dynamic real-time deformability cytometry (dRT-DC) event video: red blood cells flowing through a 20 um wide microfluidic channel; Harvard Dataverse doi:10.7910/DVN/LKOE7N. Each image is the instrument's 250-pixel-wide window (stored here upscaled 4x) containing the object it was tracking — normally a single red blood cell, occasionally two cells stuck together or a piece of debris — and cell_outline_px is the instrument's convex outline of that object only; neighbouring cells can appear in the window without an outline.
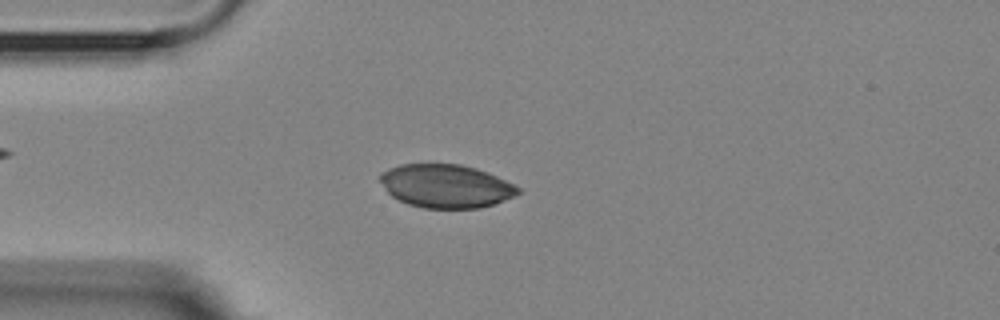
{"species": "Egyptian fruit bat (a non-hibernating species)", "species_latin": "Rousettus aegyptiacus", "temperature_condition": "room temperature", "stored_images_in_passage": 54, "camera_frame_rate_fps": 3000, "um_per_image_px": 0.085, "animal": {"sex": "female"}, "frame": {"image": 1, "passage_image": 13, "time_ms": 4.0, "image_size_px": [1000, 320], "cell_outline_px": [[520, 192], [512, 196], [492, 204], [480, 208], [424, 208], [408, 204], [392, 196], [388, 192], [380, 180], [380, 172], [388, 168], [400, 164], [460, 164], [476, 168], [488, 172], [520, 188]], "centroid_in_image_um": [37.87, 15.8], "position_along_channel_um": 47.1, "area_um2": 34.56}}
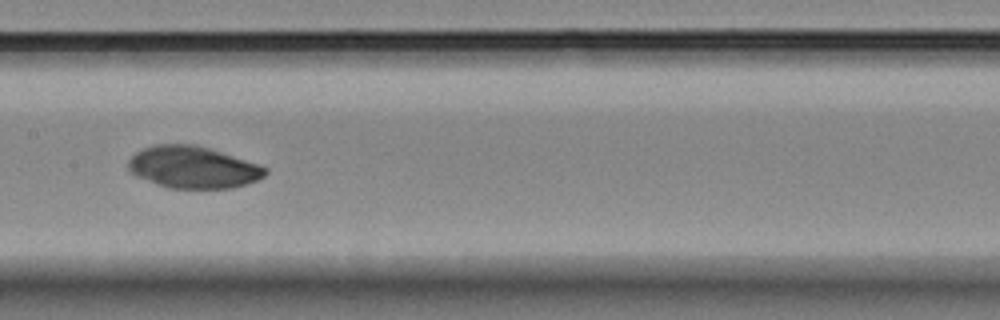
{"frame": {"image": 2, "passage_image": 26, "time_ms": 8.333, "image_size_px": [1000, 320], "cell_outline_px": [[268, 172], [264, 176], [256, 180], [232, 188], [168, 188], [156, 184], [136, 176], [128, 168], [128, 160], [136, 152], [144, 148], [156, 144], [196, 144], [268, 168]], "centroid_in_image_um": [16.37, 14.22], "position_along_channel_um": 191.0, "area_um2": 33.12}}
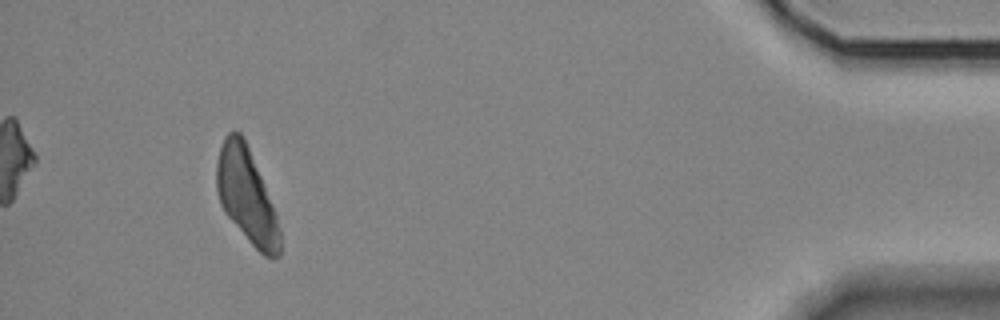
{"frame": {"image": 3, "passage_image": 50, "time_ms": 16.333, "image_size_px": [1000, 320], "cell_outline_px": [[280, 256], [264, 256], [248, 240], [224, 212], [220, 204], [216, 188], [216, 164], [220, 148], [224, 136], [228, 132], [240, 132], [244, 136], [264, 184], [272, 204], [276, 216], [280, 232]], "centroid_in_image_um": [20.93, 16.6], "position_along_channel_um": 414.3, "area_um2": 34.45}}